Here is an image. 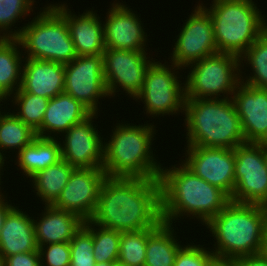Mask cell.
Here are the masks:
<instances>
[{"label":"cell","mask_w":267,"mask_h":266,"mask_svg":"<svg viewBox=\"0 0 267 266\" xmlns=\"http://www.w3.org/2000/svg\"><path fill=\"white\" fill-rule=\"evenodd\" d=\"M89 221L118 232L157 229L163 223L159 178L107 176Z\"/></svg>","instance_id":"obj_1"},{"label":"cell","mask_w":267,"mask_h":266,"mask_svg":"<svg viewBox=\"0 0 267 266\" xmlns=\"http://www.w3.org/2000/svg\"><path fill=\"white\" fill-rule=\"evenodd\" d=\"M175 166L162 168L159 176L164 223L172 225L176 218L192 215L206 224L231 201L224 191L196 176L183 163Z\"/></svg>","instance_id":"obj_2"},{"label":"cell","mask_w":267,"mask_h":266,"mask_svg":"<svg viewBox=\"0 0 267 266\" xmlns=\"http://www.w3.org/2000/svg\"><path fill=\"white\" fill-rule=\"evenodd\" d=\"M226 96L185 100L187 146L235 149L246 142L235 104Z\"/></svg>","instance_id":"obj_3"},{"label":"cell","mask_w":267,"mask_h":266,"mask_svg":"<svg viewBox=\"0 0 267 266\" xmlns=\"http://www.w3.org/2000/svg\"><path fill=\"white\" fill-rule=\"evenodd\" d=\"M205 225L217 241L212 251L215 256L257 255L267 225V206L230 201Z\"/></svg>","instance_id":"obj_4"},{"label":"cell","mask_w":267,"mask_h":266,"mask_svg":"<svg viewBox=\"0 0 267 266\" xmlns=\"http://www.w3.org/2000/svg\"><path fill=\"white\" fill-rule=\"evenodd\" d=\"M114 128L111 139L104 143L102 168L108 177L159 178L161 163L151 150L154 125L120 124Z\"/></svg>","instance_id":"obj_5"},{"label":"cell","mask_w":267,"mask_h":266,"mask_svg":"<svg viewBox=\"0 0 267 266\" xmlns=\"http://www.w3.org/2000/svg\"><path fill=\"white\" fill-rule=\"evenodd\" d=\"M252 0H213L206 8L212 18L218 53L240 57L267 29Z\"/></svg>","instance_id":"obj_6"},{"label":"cell","mask_w":267,"mask_h":266,"mask_svg":"<svg viewBox=\"0 0 267 266\" xmlns=\"http://www.w3.org/2000/svg\"><path fill=\"white\" fill-rule=\"evenodd\" d=\"M34 18L27 26L8 31V38H16L25 48V58L66 64L77 57L67 22L52 4Z\"/></svg>","instance_id":"obj_7"},{"label":"cell","mask_w":267,"mask_h":266,"mask_svg":"<svg viewBox=\"0 0 267 266\" xmlns=\"http://www.w3.org/2000/svg\"><path fill=\"white\" fill-rule=\"evenodd\" d=\"M188 66L191 71L183 83L186 99H219L221 93L232 98L241 82L240 57L233 54L216 53Z\"/></svg>","instance_id":"obj_8"},{"label":"cell","mask_w":267,"mask_h":266,"mask_svg":"<svg viewBox=\"0 0 267 266\" xmlns=\"http://www.w3.org/2000/svg\"><path fill=\"white\" fill-rule=\"evenodd\" d=\"M234 154L236 183L230 200L267 206L265 144L245 142L234 149Z\"/></svg>","instance_id":"obj_9"},{"label":"cell","mask_w":267,"mask_h":266,"mask_svg":"<svg viewBox=\"0 0 267 266\" xmlns=\"http://www.w3.org/2000/svg\"><path fill=\"white\" fill-rule=\"evenodd\" d=\"M171 67L172 70L175 69L172 71ZM171 67L154 60L146 70L143 89L136 98L141 99L145 104L146 114L153 115L152 117L173 115L182 110L184 112L185 86H181L175 72L181 68L174 63Z\"/></svg>","instance_id":"obj_10"},{"label":"cell","mask_w":267,"mask_h":266,"mask_svg":"<svg viewBox=\"0 0 267 266\" xmlns=\"http://www.w3.org/2000/svg\"><path fill=\"white\" fill-rule=\"evenodd\" d=\"M193 12L180 29L171 54V62L183 69L218 53L213 21L208 11L199 4Z\"/></svg>","instance_id":"obj_11"},{"label":"cell","mask_w":267,"mask_h":266,"mask_svg":"<svg viewBox=\"0 0 267 266\" xmlns=\"http://www.w3.org/2000/svg\"><path fill=\"white\" fill-rule=\"evenodd\" d=\"M146 55L145 50L106 49L104 51L103 75L110 98L118 92L117 88L119 90L123 88L125 93L136 99L143 89L146 70L152 63L149 60L150 56L146 57Z\"/></svg>","instance_id":"obj_12"},{"label":"cell","mask_w":267,"mask_h":266,"mask_svg":"<svg viewBox=\"0 0 267 266\" xmlns=\"http://www.w3.org/2000/svg\"><path fill=\"white\" fill-rule=\"evenodd\" d=\"M64 68V93L80 101L92 113H98V99L109 96L103 75V56H77L64 64Z\"/></svg>","instance_id":"obj_13"},{"label":"cell","mask_w":267,"mask_h":266,"mask_svg":"<svg viewBox=\"0 0 267 266\" xmlns=\"http://www.w3.org/2000/svg\"><path fill=\"white\" fill-rule=\"evenodd\" d=\"M187 147V155L182 163L196 176L218 187L231 198L236 183L234 149Z\"/></svg>","instance_id":"obj_14"},{"label":"cell","mask_w":267,"mask_h":266,"mask_svg":"<svg viewBox=\"0 0 267 266\" xmlns=\"http://www.w3.org/2000/svg\"><path fill=\"white\" fill-rule=\"evenodd\" d=\"M106 177L103 168H74L53 206L73 212L84 221L89 220L95 211Z\"/></svg>","instance_id":"obj_15"},{"label":"cell","mask_w":267,"mask_h":266,"mask_svg":"<svg viewBox=\"0 0 267 266\" xmlns=\"http://www.w3.org/2000/svg\"><path fill=\"white\" fill-rule=\"evenodd\" d=\"M97 114L92 113L82 122L71 126L65 132L63 143L60 141L62 159L74 168H102L104 142L92 123Z\"/></svg>","instance_id":"obj_16"},{"label":"cell","mask_w":267,"mask_h":266,"mask_svg":"<svg viewBox=\"0 0 267 266\" xmlns=\"http://www.w3.org/2000/svg\"><path fill=\"white\" fill-rule=\"evenodd\" d=\"M232 100L241 120L245 141L267 144V89L240 82Z\"/></svg>","instance_id":"obj_17"},{"label":"cell","mask_w":267,"mask_h":266,"mask_svg":"<svg viewBox=\"0 0 267 266\" xmlns=\"http://www.w3.org/2000/svg\"><path fill=\"white\" fill-rule=\"evenodd\" d=\"M108 12L106 23H103L105 48L146 50L147 33L145 35L143 26H141L143 25L142 21L138 15L123 3L117 2L112 3Z\"/></svg>","instance_id":"obj_18"},{"label":"cell","mask_w":267,"mask_h":266,"mask_svg":"<svg viewBox=\"0 0 267 266\" xmlns=\"http://www.w3.org/2000/svg\"><path fill=\"white\" fill-rule=\"evenodd\" d=\"M66 20L77 56L102 55L105 48L104 26L92 10L77 16L68 5H52Z\"/></svg>","instance_id":"obj_19"},{"label":"cell","mask_w":267,"mask_h":266,"mask_svg":"<svg viewBox=\"0 0 267 266\" xmlns=\"http://www.w3.org/2000/svg\"><path fill=\"white\" fill-rule=\"evenodd\" d=\"M25 60L21 87L16 92H28L48 99L64 92V64L32 58Z\"/></svg>","instance_id":"obj_20"},{"label":"cell","mask_w":267,"mask_h":266,"mask_svg":"<svg viewBox=\"0 0 267 266\" xmlns=\"http://www.w3.org/2000/svg\"><path fill=\"white\" fill-rule=\"evenodd\" d=\"M92 112L80 101L66 93L49 99L41 127L36 131L37 137L55 138L51 133H65L71 126L88 118ZM50 134H49V133Z\"/></svg>","instance_id":"obj_21"},{"label":"cell","mask_w":267,"mask_h":266,"mask_svg":"<svg viewBox=\"0 0 267 266\" xmlns=\"http://www.w3.org/2000/svg\"><path fill=\"white\" fill-rule=\"evenodd\" d=\"M39 221L33 219L34 233L38 246L70 242L82 227L84 220L73 212L45 205Z\"/></svg>","instance_id":"obj_22"},{"label":"cell","mask_w":267,"mask_h":266,"mask_svg":"<svg viewBox=\"0 0 267 266\" xmlns=\"http://www.w3.org/2000/svg\"><path fill=\"white\" fill-rule=\"evenodd\" d=\"M14 207L0 233V254L4 257L38 250L33 219Z\"/></svg>","instance_id":"obj_23"},{"label":"cell","mask_w":267,"mask_h":266,"mask_svg":"<svg viewBox=\"0 0 267 266\" xmlns=\"http://www.w3.org/2000/svg\"><path fill=\"white\" fill-rule=\"evenodd\" d=\"M60 141L56 138L37 137L18 153L17 163L23 174L31 178L37 172L62 160Z\"/></svg>","instance_id":"obj_24"},{"label":"cell","mask_w":267,"mask_h":266,"mask_svg":"<svg viewBox=\"0 0 267 266\" xmlns=\"http://www.w3.org/2000/svg\"><path fill=\"white\" fill-rule=\"evenodd\" d=\"M17 46L21 45L16 38H0V94L6 98L11 97L22 83L23 61Z\"/></svg>","instance_id":"obj_25"},{"label":"cell","mask_w":267,"mask_h":266,"mask_svg":"<svg viewBox=\"0 0 267 266\" xmlns=\"http://www.w3.org/2000/svg\"><path fill=\"white\" fill-rule=\"evenodd\" d=\"M173 225L162 223L148 238L144 266H173L181 245ZM173 229V230H172Z\"/></svg>","instance_id":"obj_26"},{"label":"cell","mask_w":267,"mask_h":266,"mask_svg":"<svg viewBox=\"0 0 267 266\" xmlns=\"http://www.w3.org/2000/svg\"><path fill=\"white\" fill-rule=\"evenodd\" d=\"M73 169V166L62 159L31 177L36 195L45 202L44 205H53L57 201Z\"/></svg>","instance_id":"obj_27"},{"label":"cell","mask_w":267,"mask_h":266,"mask_svg":"<svg viewBox=\"0 0 267 266\" xmlns=\"http://www.w3.org/2000/svg\"><path fill=\"white\" fill-rule=\"evenodd\" d=\"M2 113L0 116V155L2 150L18 149V152L24 147L32 143L37 134L30 126L26 125L14 113Z\"/></svg>","instance_id":"obj_28"},{"label":"cell","mask_w":267,"mask_h":266,"mask_svg":"<svg viewBox=\"0 0 267 266\" xmlns=\"http://www.w3.org/2000/svg\"><path fill=\"white\" fill-rule=\"evenodd\" d=\"M249 66L253 75L248 76L247 80L240 79L244 84L257 88L267 89V29L258 39L240 56V62Z\"/></svg>","instance_id":"obj_29"},{"label":"cell","mask_w":267,"mask_h":266,"mask_svg":"<svg viewBox=\"0 0 267 266\" xmlns=\"http://www.w3.org/2000/svg\"><path fill=\"white\" fill-rule=\"evenodd\" d=\"M155 230L120 232L118 262L125 266H144L147 238Z\"/></svg>","instance_id":"obj_30"},{"label":"cell","mask_w":267,"mask_h":266,"mask_svg":"<svg viewBox=\"0 0 267 266\" xmlns=\"http://www.w3.org/2000/svg\"><path fill=\"white\" fill-rule=\"evenodd\" d=\"M14 95L13 103L20 108L15 115L37 131L42 125L49 99L28 92H15Z\"/></svg>","instance_id":"obj_31"},{"label":"cell","mask_w":267,"mask_h":266,"mask_svg":"<svg viewBox=\"0 0 267 266\" xmlns=\"http://www.w3.org/2000/svg\"><path fill=\"white\" fill-rule=\"evenodd\" d=\"M71 260L69 266H94L96 259L93 254V223L84 221L82 227L69 242Z\"/></svg>","instance_id":"obj_32"},{"label":"cell","mask_w":267,"mask_h":266,"mask_svg":"<svg viewBox=\"0 0 267 266\" xmlns=\"http://www.w3.org/2000/svg\"><path fill=\"white\" fill-rule=\"evenodd\" d=\"M96 227L93 224V254L96 262H118L120 232Z\"/></svg>","instance_id":"obj_33"},{"label":"cell","mask_w":267,"mask_h":266,"mask_svg":"<svg viewBox=\"0 0 267 266\" xmlns=\"http://www.w3.org/2000/svg\"><path fill=\"white\" fill-rule=\"evenodd\" d=\"M38 250L40 253L41 266H69L70 265L71 251H70L69 242L46 244L44 246H38Z\"/></svg>","instance_id":"obj_34"},{"label":"cell","mask_w":267,"mask_h":266,"mask_svg":"<svg viewBox=\"0 0 267 266\" xmlns=\"http://www.w3.org/2000/svg\"><path fill=\"white\" fill-rule=\"evenodd\" d=\"M213 256L212 251H207L200 244H188L185 247L182 245L176 254L173 266H207Z\"/></svg>","instance_id":"obj_35"},{"label":"cell","mask_w":267,"mask_h":266,"mask_svg":"<svg viewBox=\"0 0 267 266\" xmlns=\"http://www.w3.org/2000/svg\"><path fill=\"white\" fill-rule=\"evenodd\" d=\"M32 6H9L0 2V38H8V30L24 15H29ZM22 16V17H21ZM6 32V33H5Z\"/></svg>","instance_id":"obj_36"},{"label":"cell","mask_w":267,"mask_h":266,"mask_svg":"<svg viewBox=\"0 0 267 266\" xmlns=\"http://www.w3.org/2000/svg\"><path fill=\"white\" fill-rule=\"evenodd\" d=\"M5 266H41L39 250L7 256Z\"/></svg>","instance_id":"obj_37"},{"label":"cell","mask_w":267,"mask_h":266,"mask_svg":"<svg viewBox=\"0 0 267 266\" xmlns=\"http://www.w3.org/2000/svg\"><path fill=\"white\" fill-rule=\"evenodd\" d=\"M238 266H267V260L259 254L237 258Z\"/></svg>","instance_id":"obj_38"},{"label":"cell","mask_w":267,"mask_h":266,"mask_svg":"<svg viewBox=\"0 0 267 266\" xmlns=\"http://www.w3.org/2000/svg\"><path fill=\"white\" fill-rule=\"evenodd\" d=\"M207 266H238L237 258L213 256Z\"/></svg>","instance_id":"obj_39"},{"label":"cell","mask_w":267,"mask_h":266,"mask_svg":"<svg viewBox=\"0 0 267 266\" xmlns=\"http://www.w3.org/2000/svg\"><path fill=\"white\" fill-rule=\"evenodd\" d=\"M0 193V233L4 225V221L8 215V213L14 208L11 204H8V202H4L5 199L4 195Z\"/></svg>","instance_id":"obj_40"},{"label":"cell","mask_w":267,"mask_h":266,"mask_svg":"<svg viewBox=\"0 0 267 266\" xmlns=\"http://www.w3.org/2000/svg\"><path fill=\"white\" fill-rule=\"evenodd\" d=\"M35 0H0L3 5L9 6H32Z\"/></svg>","instance_id":"obj_41"},{"label":"cell","mask_w":267,"mask_h":266,"mask_svg":"<svg viewBox=\"0 0 267 266\" xmlns=\"http://www.w3.org/2000/svg\"><path fill=\"white\" fill-rule=\"evenodd\" d=\"M262 258L267 260V225L264 230V234L261 241V248L258 253Z\"/></svg>","instance_id":"obj_42"},{"label":"cell","mask_w":267,"mask_h":266,"mask_svg":"<svg viewBox=\"0 0 267 266\" xmlns=\"http://www.w3.org/2000/svg\"><path fill=\"white\" fill-rule=\"evenodd\" d=\"M4 158H6V157H2V156L0 155V170L3 169L2 167L4 166V161H5ZM0 173H1V171H0ZM0 175H1V174H0ZM0 180H1V176H0ZM0 185H1V181H0ZM0 189H1V187H0Z\"/></svg>","instance_id":"obj_43"},{"label":"cell","mask_w":267,"mask_h":266,"mask_svg":"<svg viewBox=\"0 0 267 266\" xmlns=\"http://www.w3.org/2000/svg\"><path fill=\"white\" fill-rule=\"evenodd\" d=\"M107 266H125L119 262H107Z\"/></svg>","instance_id":"obj_44"},{"label":"cell","mask_w":267,"mask_h":266,"mask_svg":"<svg viewBox=\"0 0 267 266\" xmlns=\"http://www.w3.org/2000/svg\"><path fill=\"white\" fill-rule=\"evenodd\" d=\"M0 266H5V257L0 254Z\"/></svg>","instance_id":"obj_45"},{"label":"cell","mask_w":267,"mask_h":266,"mask_svg":"<svg viewBox=\"0 0 267 266\" xmlns=\"http://www.w3.org/2000/svg\"><path fill=\"white\" fill-rule=\"evenodd\" d=\"M94 266H107V262H102V263L96 262Z\"/></svg>","instance_id":"obj_46"},{"label":"cell","mask_w":267,"mask_h":266,"mask_svg":"<svg viewBox=\"0 0 267 266\" xmlns=\"http://www.w3.org/2000/svg\"><path fill=\"white\" fill-rule=\"evenodd\" d=\"M8 100L6 97H4L2 94H0V103L3 102L2 100ZM1 111H0V116H1Z\"/></svg>","instance_id":"obj_47"},{"label":"cell","mask_w":267,"mask_h":266,"mask_svg":"<svg viewBox=\"0 0 267 266\" xmlns=\"http://www.w3.org/2000/svg\"><path fill=\"white\" fill-rule=\"evenodd\" d=\"M265 159H266V163H267V144H265Z\"/></svg>","instance_id":"obj_48"}]
</instances>
